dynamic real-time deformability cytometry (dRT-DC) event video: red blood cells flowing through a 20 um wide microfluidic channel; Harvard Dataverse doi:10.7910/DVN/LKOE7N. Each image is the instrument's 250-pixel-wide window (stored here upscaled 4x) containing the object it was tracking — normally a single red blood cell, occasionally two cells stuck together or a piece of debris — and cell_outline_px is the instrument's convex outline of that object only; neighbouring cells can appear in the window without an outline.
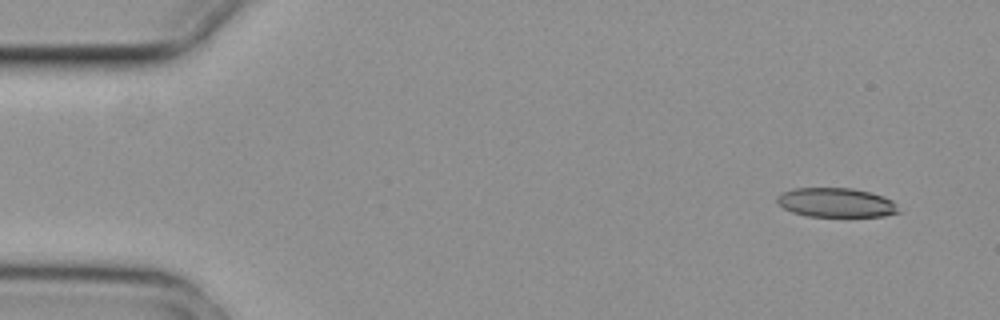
{"species": "common noctule bat (a hibernating species)", "species_latin": "Nyctalus noctula", "temperature_condition": "cold", "stored_images_in_passage": 5, "camera_frame_rate_fps": 3000, "um_per_image_px": 0.085, "animal": {"sex": "female", "body_mass_g": 29.2, "forearm_length_mm": 56.3}, "frame": {"image": 1, "passage_image": 1, "time_ms": 0.0, "image_size_px": [1000, 320], "cell_outline_px": [[900, 212], [884, 216], [808, 216], [792, 212], [784, 208], [776, 200], [776, 196], [780, 192], [792, 188], [852, 188], [884, 196], [892, 200], [896, 204]], "centroid_in_image_um": [71.05, 17.21], "position_along_channel_um": 14.0, "area_um2": 20.75}}
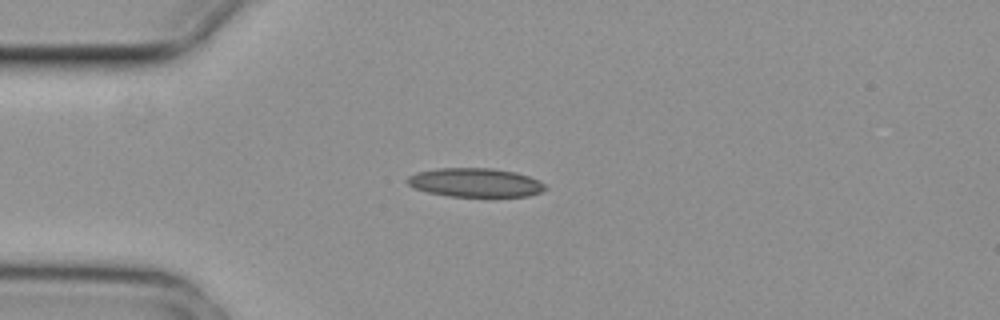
{"frame": {"image": 2, "passage_image": 4, "time_ms": 1.0, "image_size_px": [1000, 320], "cell_outline_px": [[548, 188], [540, 192], [528, 196], [448, 196], [428, 192], [416, 188], [408, 184], [404, 180], [408, 176], [416, 172], [440, 168], [492, 168], [516, 172], [540, 180]], "centroid_in_image_um": [40.4, 15.51], "position_along_channel_um": 44.6, "area_um2": 23.18}}
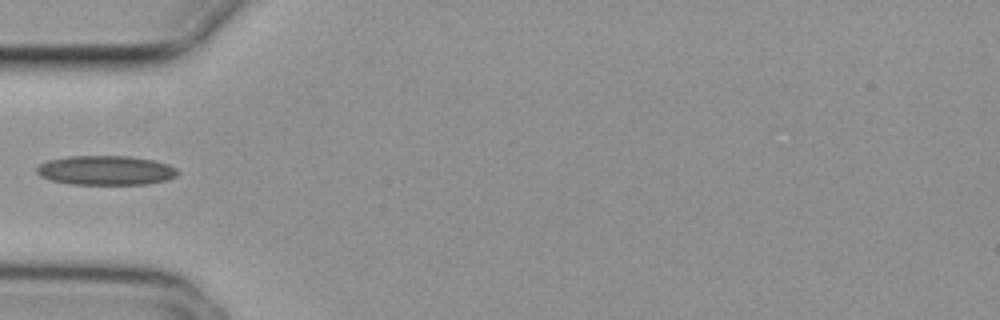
{"frame": {"image": 3, "passage_image": 5, "time_ms": 1.333, "image_size_px": [1000, 320], "cell_outline_px": [[180, 172], [176, 176], [168, 180], [144, 184], [72, 184], [52, 180], [40, 176], [36, 172], [36, 168], [40, 164], [48, 160], [68, 156], [128, 156], [152, 160], [168, 164], [176, 168]], "centroid_in_image_um": [9.0, 14.48], "position_along_channel_um": 76.0, "area_um2": 24.1}}